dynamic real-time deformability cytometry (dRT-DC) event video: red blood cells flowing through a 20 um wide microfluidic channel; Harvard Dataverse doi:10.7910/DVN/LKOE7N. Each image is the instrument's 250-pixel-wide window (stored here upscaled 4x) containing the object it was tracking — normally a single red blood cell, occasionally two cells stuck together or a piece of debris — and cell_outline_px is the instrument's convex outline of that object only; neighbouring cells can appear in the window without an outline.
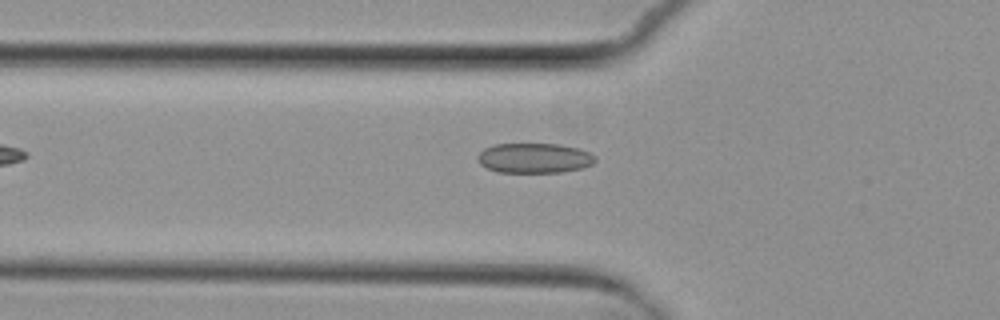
{"species": "common noctule bat (a hibernating species)", "species_latin": "Nyctalus noctula", "temperature_condition": "cold", "stored_images_in_passage": 2, "camera_frame_rate_fps": 3000, "um_per_image_px": 0.085, "animal": {"sex": "female", "body_mass_g": 29.2, "forearm_length_mm": 56.3}, "frame": {"image": 1, "passage_image": 2, "time_ms": 1.333, "image_size_px": [1000, 320], "cell_outline_px": [[596, 160], [592, 164], [580, 168], [560, 172], [496, 172], [480, 164], [476, 160], [476, 156], [484, 148], [496, 144], [560, 144], [580, 148], [592, 152], [596, 156]], "centroid_in_image_um": [45.42, 13.43], "position_along_channel_um": 80.4, "area_um2": 20.69}}